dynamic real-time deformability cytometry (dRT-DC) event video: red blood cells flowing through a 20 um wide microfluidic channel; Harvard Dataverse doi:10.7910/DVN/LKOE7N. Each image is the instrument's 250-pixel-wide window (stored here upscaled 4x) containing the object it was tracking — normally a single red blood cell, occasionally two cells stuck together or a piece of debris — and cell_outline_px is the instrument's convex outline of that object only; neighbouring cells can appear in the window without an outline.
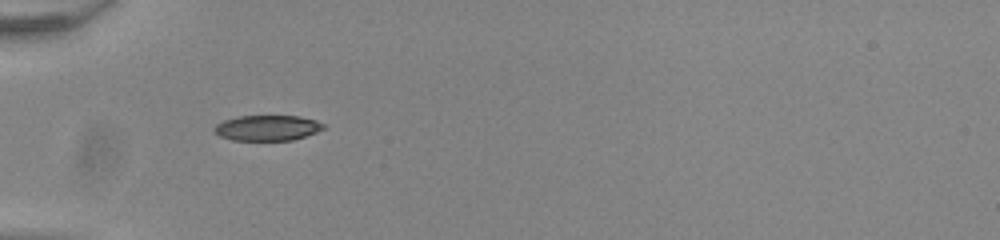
{"species": "common noctule bat (a hibernating species)", "species_latin": "Nyctalus noctula", "temperature_condition": "room temperature", "stored_images_in_passage": 36, "camera_frame_rate_fps": 3000, "um_per_image_px": 0.085, "animal": {"sex": "male", "body_mass_g": 20.0, "forearm_length_mm": 53.3}, "frame": {"image": 1, "passage_image": 1, "time_ms": 0.0, "image_size_px": [1000, 240], "cell_outline_px": [[324, 128], [316, 132], [292, 140], [232, 140], [220, 136], [212, 128], [216, 124], [224, 120], [240, 116], [300, 116], [316, 120], [324, 124]], "centroid_in_image_um": [22.71, 10.87], "position_along_channel_um": 62.3, "area_um2": 16.07}}
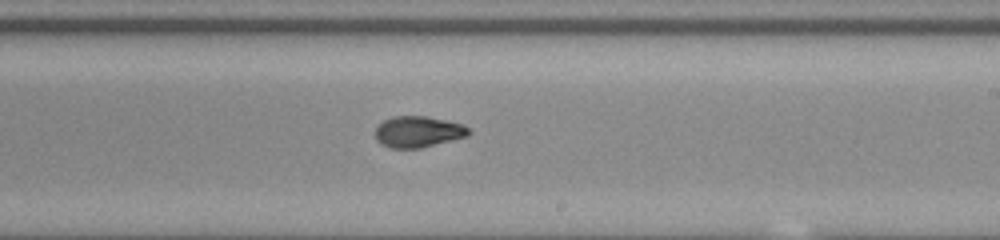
{"frame": {"image": 2, "passage_image": 16, "time_ms": 5.0, "image_size_px": [1000, 240], "cell_outline_px": [[472, 132], [468, 136], [420, 148], [392, 148], [380, 144], [376, 140], [376, 128], [384, 120], [392, 116], [428, 116], [464, 124]], "centroid_in_image_um": [35.56, 11.19], "position_along_channel_um": 253.4, "area_um2": 17.05}}
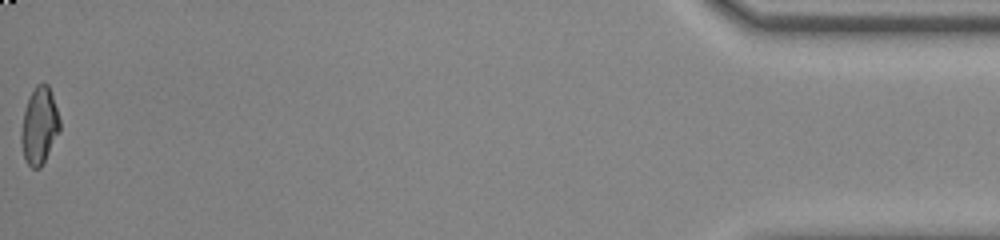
{"frame": {"image": 3, "passage_image": 36, "time_ms": 11.667, "image_size_px": [1000, 240], "cell_outline_px": [[60, 132], [40, 168], [32, 168], [28, 164], [24, 156], [20, 140], [20, 132], [24, 108], [36, 84], [48, 84], [60, 120]], "centroid_in_image_um": [3.33, 10.71], "position_along_channel_um": 431.9, "area_um2": 17.17}, "authors_computed_cell_mechanics": {"area_um2": 17.1666, "velocity_mm_per_s": 3.9616, "shape_relaxation_time_tau1_ms": 5.7663, "shape_relaxation_time_tau2_ms": 1.4325, "deformation_change_tau1": 0.1672, "deformation_change_tau2": 0.0614}}